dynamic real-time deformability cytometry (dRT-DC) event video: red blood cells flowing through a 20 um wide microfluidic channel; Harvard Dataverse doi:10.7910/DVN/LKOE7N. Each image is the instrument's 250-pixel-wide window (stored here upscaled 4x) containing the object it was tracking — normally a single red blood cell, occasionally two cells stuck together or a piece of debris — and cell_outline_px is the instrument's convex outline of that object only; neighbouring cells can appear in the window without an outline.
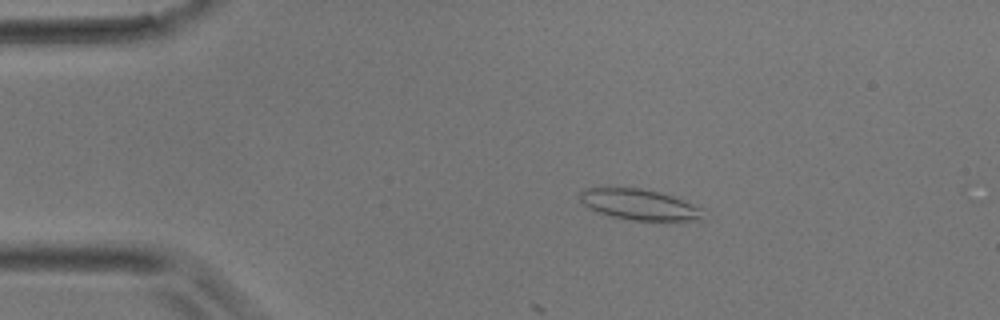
{"species": "common noctule bat (a hibernating species)", "species_latin": "Nyctalus noctula", "temperature_condition": "room temperature", "stored_images_in_passage": 3, "camera_frame_rate_fps": 3000, "um_per_image_px": 0.085, "animal": {"sex": "male", "body_mass_g": 17.9}, "frame": {"image": 1, "passage_image": 3, "time_ms": 0.667, "image_size_px": [1000, 320], "cell_outline_px": [[704, 220], [632, 220], [612, 216], [596, 212], [584, 204], [580, 200], [580, 192], [588, 188], [640, 188], [660, 192], [684, 200], [704, 208]], "centroid_in_image_um": [54.4, 17.39], "position_along_channel_um": 30.6, "area_um2": 22.02}}